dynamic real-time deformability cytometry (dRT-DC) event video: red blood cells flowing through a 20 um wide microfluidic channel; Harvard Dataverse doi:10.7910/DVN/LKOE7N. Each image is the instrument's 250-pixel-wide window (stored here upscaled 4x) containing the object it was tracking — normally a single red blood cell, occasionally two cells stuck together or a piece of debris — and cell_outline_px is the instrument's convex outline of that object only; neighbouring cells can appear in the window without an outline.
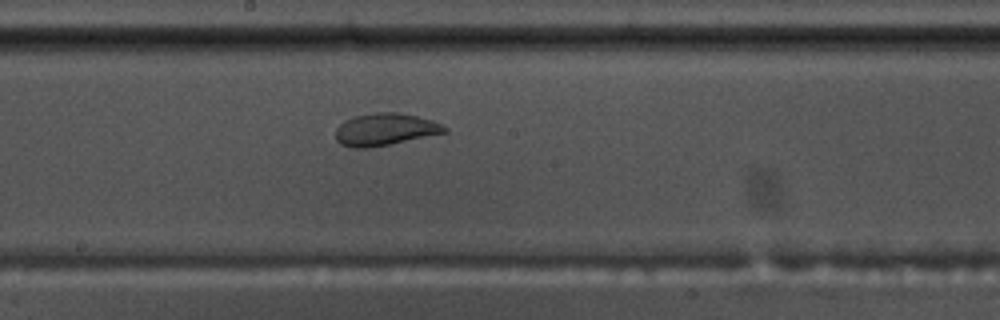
{"species": "common noctule bat (a hibernating species)", "species_latin": "Nyctalus noctula", "temperature_condition": "warm", "stored_images_in_passage": 54, "camera_frame_rate_fps": 3000, "um_per_image_px": 0.085, "animal": {"sex": "male", "body_mass_g": 17.5, "forearm_length_mm": 52.3}, "frame": {"image": 1, "passage_image": 28, "time_ms": 9.0, "image_size_px": [1000, 320], "cell_outline_px": [[448, 132], [368, 148], [352, 148], [340, 144], [336, 140], [336, 128], [344, 120], [352, 116], [376, 112], [400, 112], [432, 120], [448, 128]], "centroid_in_image_um": [32.7, 10.99], "position_along_channel_um": 215.5, "area_um2": 20.46}}
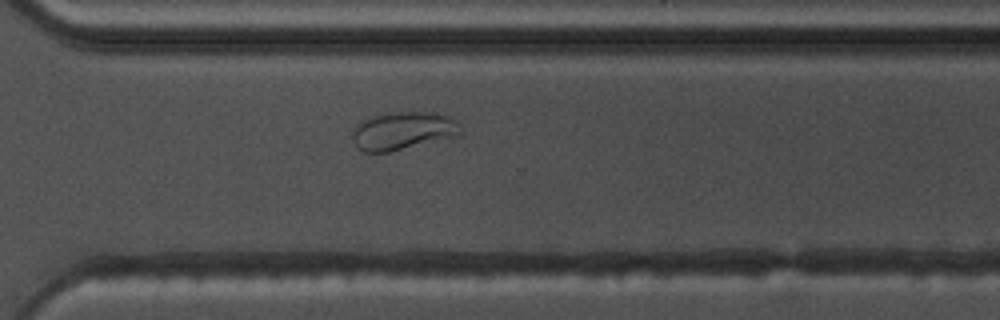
{"frame": {"image": 2, "passage_image": 38, "time_ms": 12.333, "image_size_px": [1000, 320], "cell_outline_px": [[464, 132], [460, 136], [388, 152], [364, 152], [352, 140], [352, 132], [356, 124], [372, 116], [384, 112], [440, 112], [452, 116], [464, 128]], "centroid_in_image_um": [34.35, 11.09], "position_along_channel_um": 336.3, "area_um2": 24.57}}
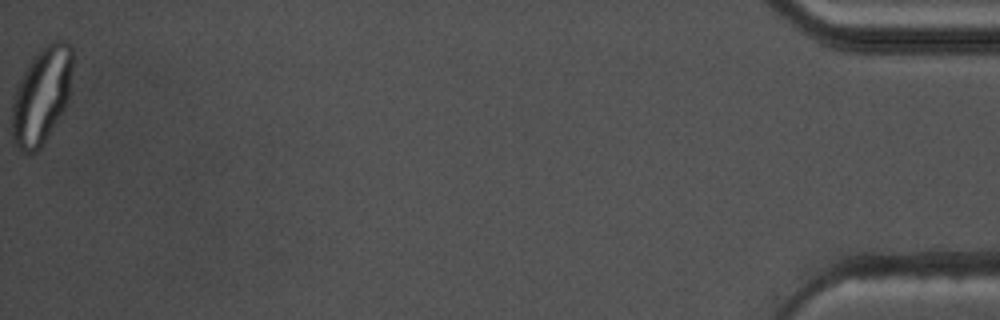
{"frame": {"image": 3, "passage_image": 54, "time_ms": 17.667, "image_size_px": [1000, 320], "cell_outline_px": [[72, 64], [68, 100], [60, 116], [44, 144], [36, 152], [24, 152], [12, 140], [12, 100], [16, 88], [28, 64], [36, 52], [48, 44], [56, 40], [64, 40], [72, 44]], "centroid_in_image_um": [3.54, 8.11], "position_along_channel_um": 431.7, "area_um2": 34.04}, "authors_computed_cell_mechanics": {"area_um2": 24.7384, "velocity_mm_per_s": 3.6292, "shape_relaxation_time_tau1_ms": 10.5261, "shape_relaxation_time_tau2_ms": null, "deformation_change_tau1": 0.2375, "deformation_change_tau2": null}}